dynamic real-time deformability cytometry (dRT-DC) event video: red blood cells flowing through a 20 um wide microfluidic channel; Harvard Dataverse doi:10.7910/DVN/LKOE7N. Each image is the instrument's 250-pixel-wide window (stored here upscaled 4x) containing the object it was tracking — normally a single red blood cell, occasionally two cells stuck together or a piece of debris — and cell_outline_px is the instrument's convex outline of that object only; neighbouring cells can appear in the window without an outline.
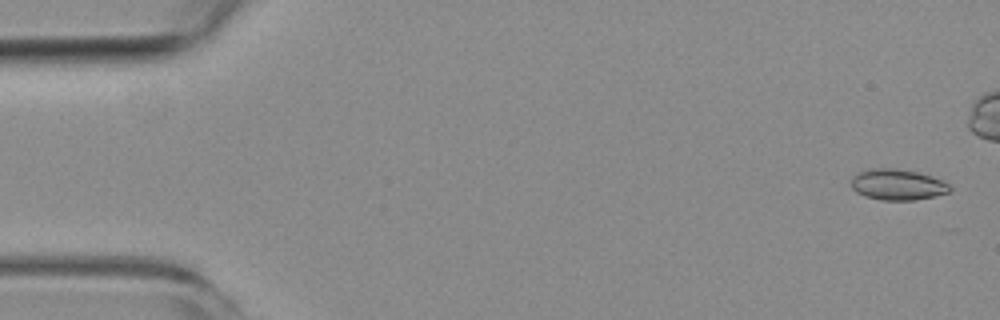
{"species": "common noctule bat (a hibernating species)", "species_latin": "Nyctalus noctula", "temperature_condition": "room temperature", "stored_images_in_passage": 7, "camera_frame_rate_fps": 3000, "um_per_image_px": 0.085, "animal": {"sex": "female", "body_mass_g": 19.3, "forearm_length_mm": 54.1}, "frame": {"image": 1, "passage_image": 1, "time_ms": 0.0, "image_size_px": [1000, 320], "cell_outline_px": [[952, 188], [948, 192], [936, 196], [916, 200], [880, 200], [864, 196], [856, 192], [852, 188], [852, 176], [856, 172], [868, 168], [896, 168], [916, 172], [932, 176], [948, 184]], "centroid_in_image_um": [76.25, 15.69], "position_along_channel_um": 8.7, "area_um2": 17.92}}